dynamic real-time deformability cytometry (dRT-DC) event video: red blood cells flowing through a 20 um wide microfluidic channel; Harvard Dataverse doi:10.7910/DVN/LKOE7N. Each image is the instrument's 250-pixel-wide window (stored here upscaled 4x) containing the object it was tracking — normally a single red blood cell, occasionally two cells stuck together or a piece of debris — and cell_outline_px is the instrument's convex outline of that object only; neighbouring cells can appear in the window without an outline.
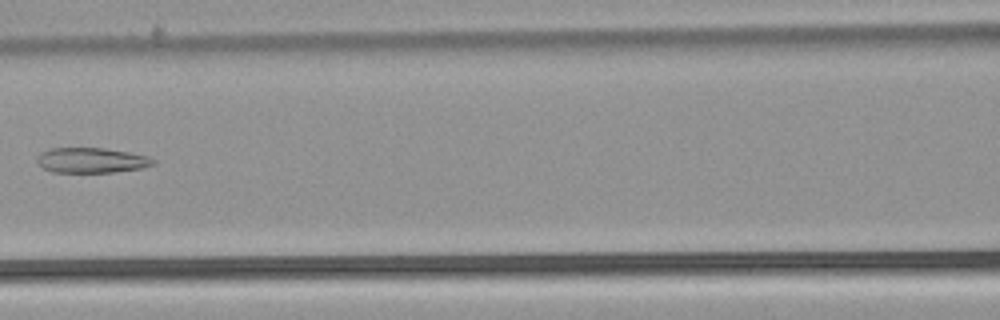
{"species": "common noctule bat (a hibernating species)", "species_latin": "Nyctalus noctula", "temperature_condition": "warm", "stored_images_in_passage": 8, "camera_frame_rate_fps": 3000, "um_per_image_px": 0.085, "animal": {"sex": "male", "body_mass_g": 21.5, "forearm_length_mm": 52.0}, "frame": {"image": 1, "passage_image": 8, "time_ms": 2.333, "image_size_px": [1000, 320], "cell_outline_px": [[156, 164], [144, 168], [112, 172], [52, 172], [44, 168], [36, 160], [40, 152], [52, 148], [104, 148], [128, 152], [148, 156], [156, 160]], "centroid_in_image_um": [7.81, 13.62], "position_along_channel_um": 158.8, "area_um2": 17.05}}